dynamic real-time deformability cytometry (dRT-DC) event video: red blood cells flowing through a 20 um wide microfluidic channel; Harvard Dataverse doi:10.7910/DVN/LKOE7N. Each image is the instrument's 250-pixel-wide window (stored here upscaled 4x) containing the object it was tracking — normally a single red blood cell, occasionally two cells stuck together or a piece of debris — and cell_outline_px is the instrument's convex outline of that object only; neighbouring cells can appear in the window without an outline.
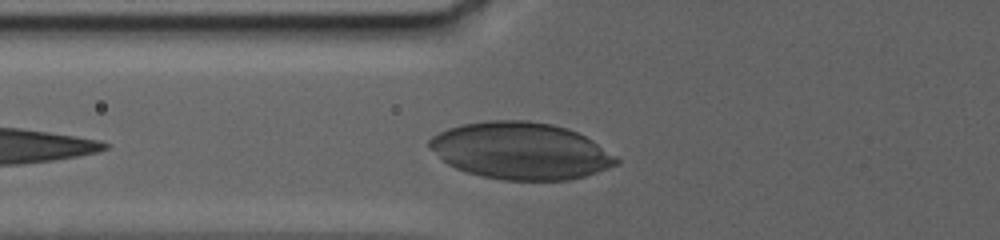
{"species": "human", "species_latin": "Homo sapiens", "temperature_condition": "warm", "stored_images_in_passage": 7, "camera_frame_rate_fps": 3000, "um_per_image_px": 0.085, "donor": {"sex": "female"}, "frame": {"image": 1, "passage_image": 7, "time_ms": 4.0, "image_size_px": [1000, 240], "cell_outline_px": [[620, 164], [584, 176], [568, 180], [504, 180], [480, 176], [456, 168], [448, 164], [428, 148], [428, 140], [432, 136], [448, 128], [460, 124], [488, 120], [528, 120], [552, 124], [568, 128], [592, 140], [616, 156], [620, 160]], "centroid_in_image_um": [44.24, 12.81], "position_along_channel_um": 81.6, "area_um2": 62.14}}